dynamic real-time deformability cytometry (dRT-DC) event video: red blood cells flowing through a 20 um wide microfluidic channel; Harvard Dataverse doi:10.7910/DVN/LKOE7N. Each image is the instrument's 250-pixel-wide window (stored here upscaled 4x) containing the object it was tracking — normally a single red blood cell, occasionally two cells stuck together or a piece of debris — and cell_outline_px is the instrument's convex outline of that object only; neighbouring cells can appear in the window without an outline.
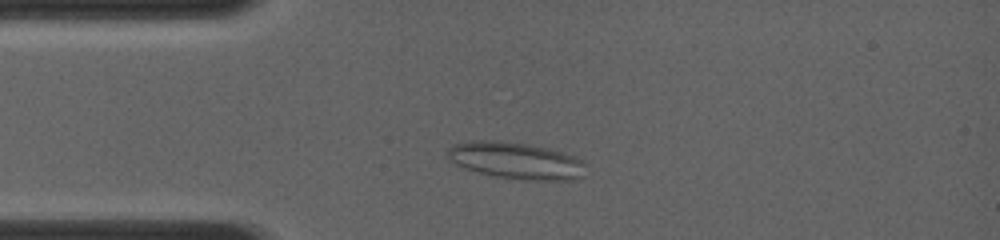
{"species": "common noctule bat (a hibernating species)", "species_latin": "Nyctalus noctula", "temperature_condition": "room temperature", "stored_images_in_passage": 8, "camera_frame_rate_fps": 4000, "um_per_image_px": 0.085, "animal": {"sex": "female", "body_mass_g": 19.0, "forearm_length_mm": 56.7}, "frame": {"image": 1, "passage_image": 6, "time_ms": 2.25, "image_size_px": [1000, 240], "cell_outline_px": [[588, 164], [576, 176], [568, 180], [532, 180], [496, 176], [464, 168], [456, 164], [448, 156], [448, 148], [452, 144], [468, 140], [500, 140], [532, 144], [548, 148], [584, 160]], "centroid_in_image_um": [43.8, 13.61], "position_along_channel_um": 41.2, "area_um2": 29.3}}